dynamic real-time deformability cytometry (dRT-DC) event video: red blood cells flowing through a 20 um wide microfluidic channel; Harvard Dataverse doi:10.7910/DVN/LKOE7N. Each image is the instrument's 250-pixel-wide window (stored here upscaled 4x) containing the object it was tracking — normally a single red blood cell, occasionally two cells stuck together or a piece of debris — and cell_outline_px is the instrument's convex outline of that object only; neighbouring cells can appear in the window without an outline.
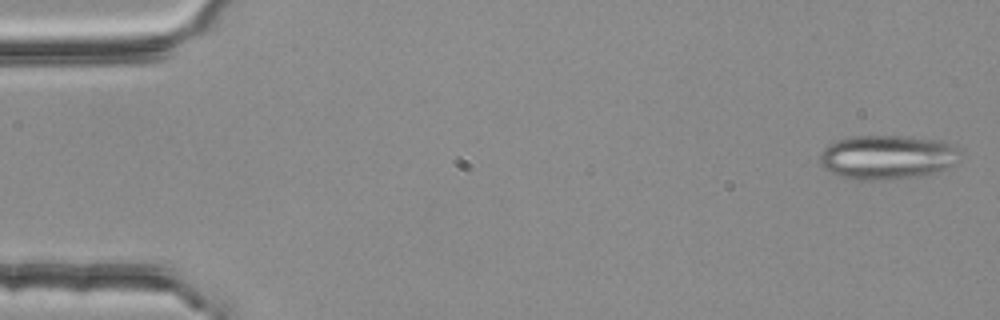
{"species": "common noctule bat (a hibernating species)", "species_latin": "Nyctalus noctula", "temperature_condition": "room temperature", "stored_images_in_passage": 55, "segment_of_instrument_passage": [1, 3], "camera_frame_rate_fps": 3000, "um_per_image_px": 0.085, "animal": {"sex": "female", "body_mass_g": 25.1}, "frame": {"image": 1, "passage_image": 2, "time_ms": 0.333, "image_size_px": [1000, 320], "cell_outline_px": [[956, 148], [952, 164], [936, 172], [916, 176], [884, 180], [856, 180], [836, 176], [824, 168], [820, 164], [820, 152], [828, 144], [836, 140], [852, 136], [900, 136], [944, 140]], "centroid_in_image_um": [75.29, 13.36], "position_along_channel_um": 9.7, "area_um2": 35.84}}